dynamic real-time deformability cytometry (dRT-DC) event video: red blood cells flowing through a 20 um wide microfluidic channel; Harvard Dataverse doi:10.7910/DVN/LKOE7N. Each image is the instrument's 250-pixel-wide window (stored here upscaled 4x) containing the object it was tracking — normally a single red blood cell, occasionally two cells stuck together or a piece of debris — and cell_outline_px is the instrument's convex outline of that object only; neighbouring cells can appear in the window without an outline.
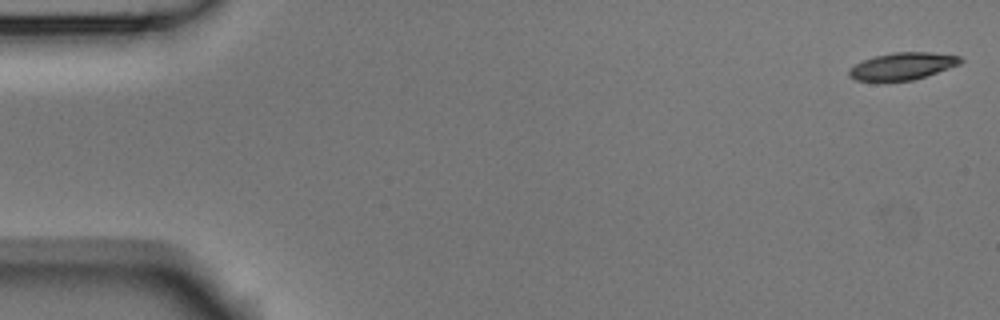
{"species": "Egyptian fruit bat (a non-hibernating species)", "species_latin": "Rousettus aegyptiacus", "temperature_condition": "room temperature", "stored_images_in_passage": 53, "camera_frame_rate_fps": 3000, "um_per_image_px": 0.085, "animal": {"sex": "male"}, "frame": {"image": 1, "passage_image": 1, "time_ms": 0.0, "image_size_px": [1000, 320], "cell_outline_px": [[964, 60], [960, 64], [912, 80], [856, 80], [848, 76], [848, 68], [864, 60], [876, 56], [892, 52], [932, 52], [960, 56]], "centroid_in_image_um": [76.71, 5.6], "position_along_channel_um": 8.3, "area_um2": 17.34}}
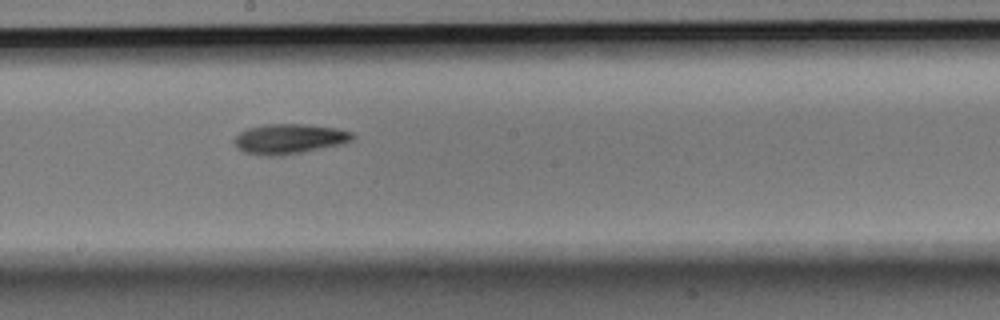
{"frame": {"image": 2, "passage_image": 29, "time_ms": 9.333, "image_size_px": [1000, 320], "cell_outline_px": [[356, 136], [352, 140], [340, 144], [280, 156], [268, 156], [244, 152], [236, 144], [236, 136], [240, 132], [248, 128], [264, 124], [308, 124], [336, 128], [352, 132]], "centroid_in_image_um": [24.61, 11.79], "position_along_channel_um": 223.6, "area_um2": 20.35}}
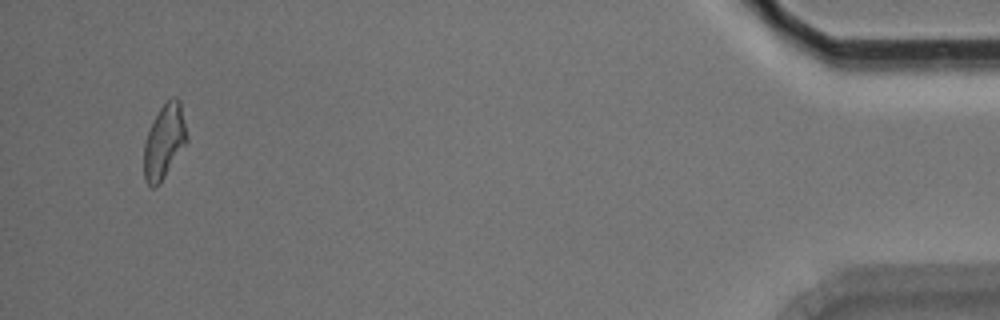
{"frame": {"image": 3, "passage_image": 51, "time_ms": 16.667, "image_size_px": [1000, 320], "cell_outline_px": [[188, 140], [160, 184], [156, 188], [152, 188], [144, 180], [144, 144], [148, 132], [160, 108], [172, 96], [176, 96], [180, 100], [188, 136]], "centroid_in_image_um": [13.97, 12.05], "position_along_channel_um": 421.2, "area_um2": 18.55}, "authors_computed_cell_mechanics": {"area_um2": 18.7272, "velocity_mm_per_s": 3.7617, "shape_relaxation_time_tau1_ms": 4.4431, "shape_relaxation_time_tau2_ms": null, "deformation_change_tau1": 0.1507, "deformation_change_tau2": null}}